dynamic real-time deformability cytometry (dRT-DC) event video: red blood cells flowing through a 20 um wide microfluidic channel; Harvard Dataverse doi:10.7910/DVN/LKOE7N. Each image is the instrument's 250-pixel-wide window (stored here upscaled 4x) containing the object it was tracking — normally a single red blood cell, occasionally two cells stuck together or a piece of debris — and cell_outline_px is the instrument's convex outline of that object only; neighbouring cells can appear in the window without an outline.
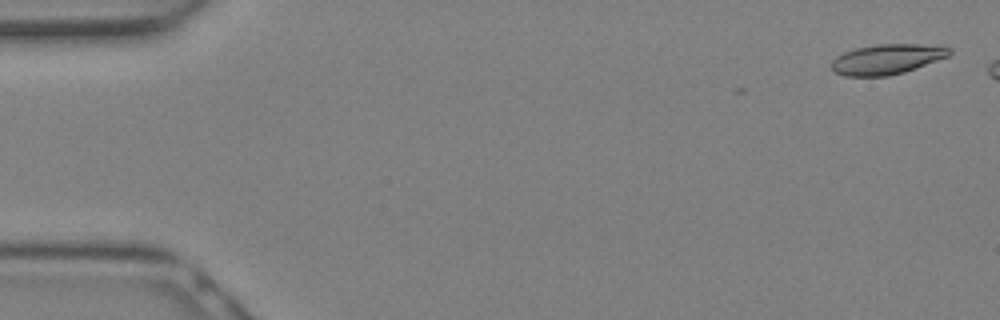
{"species": "Egyptian fruit bat (a non-hibernating species)", "species_latin": "Rousettus aegyptiacus", "temperature_condition": "warm", "stored_images_in_passage": 5, "camera_frame_rate_fps": 3000, "um_per_image_px": 0.085, "animal": {"sex": "female"}, "frame": {"image": 1, "passage_image": 1, "time_ms": 0.0, "image_size_px": [1000, 320], "cell_outline_px": [[952, 52], [948, 56], [916, 68], [904, 72], [888, 76], [844, 76], [836, 72], [832, 68], [832, 60], [836, 56], [844, 52], [856, 48], [876, 44], [916, 44], [952, 48]], "centroid_in_image_um": [75.37, 5.03], "position_along_channel_um": 9.6, "area_um2": 20.52}}